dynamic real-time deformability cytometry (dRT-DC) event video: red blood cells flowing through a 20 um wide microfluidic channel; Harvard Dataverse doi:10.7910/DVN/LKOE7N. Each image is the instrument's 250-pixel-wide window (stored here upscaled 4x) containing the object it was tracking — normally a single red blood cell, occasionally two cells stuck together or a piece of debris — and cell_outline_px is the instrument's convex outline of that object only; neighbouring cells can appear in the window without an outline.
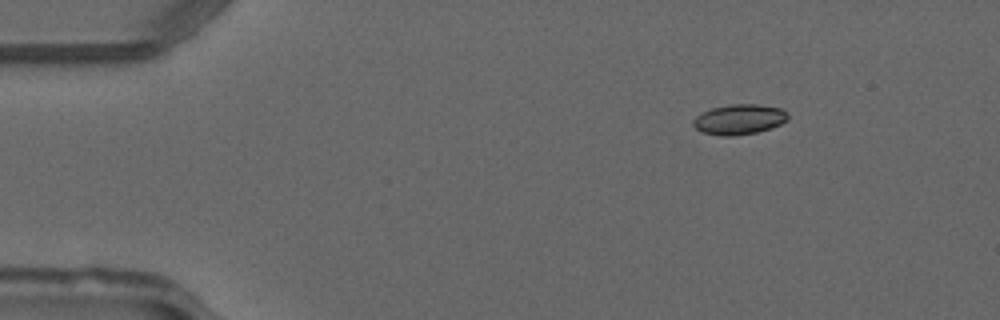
{"species": "common noctule bat (a hibernating species)", "species_latin": "Nyctalus noctula", "temperature_condition": "warm", "stored_images_in_passage": 51, "camera_frame_rate_fps": 3000, "um_per_image_px": 0.085, "animal": {"sex": "male", "forearm_length_mm": 52.5}, "frame": {"image": 1, "passage_image": 8, "time_ms": 2.333, "image_size_px": [1000, 320], "cell_outline_px": [[788, 116], [780, 124], [756, 132], [704, 132], [696, 128], [692, 124], [704, 112], [712, 108], [736, 104], [752, 104], [780, 108]], "centroid_in_image_um": [62.88, 10.08], "position_along_channel_um": 22.1, "area_um2": 14.97}}
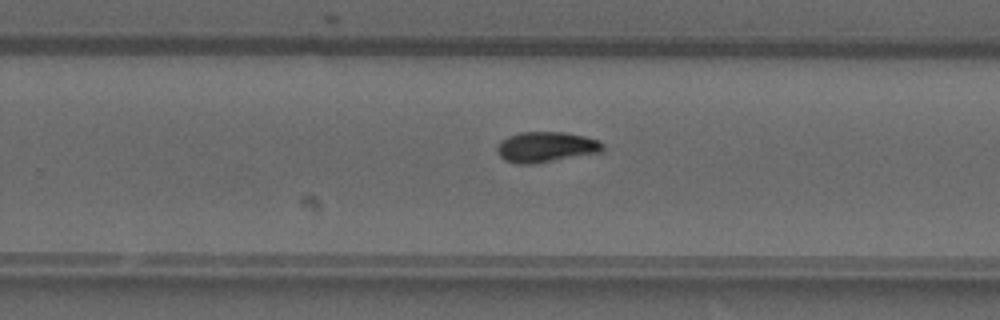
{"frame": {"image": 2, "passage_image": 33, "time_ms": 10.667, "image_size_px": [1000, 320], "cell_outline_px": [[604, 144], [600, 152], [548, 160], [508, 160], [500, 156], [496, 148], [504, 140], [512, 136], [524, 132], [560, 132], [580, 136], [596, 140]], "centroid_in_image_um": [46.46, 12.43], "position_along_channel_um": 283.3, "area_um2": 16.88}}
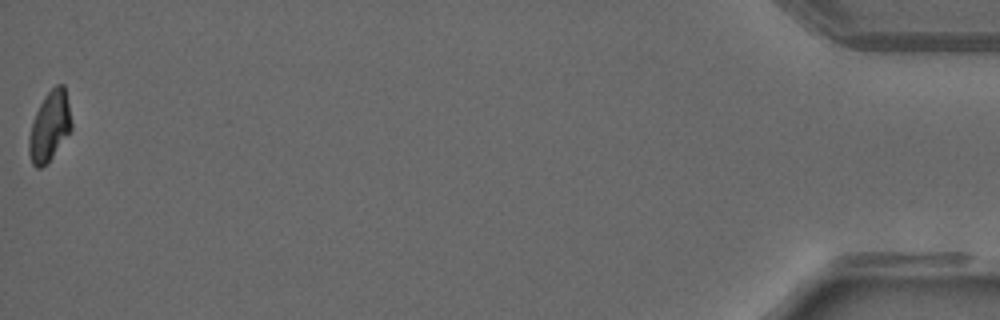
{"frame": {"image": 3, "passage_image": 51, "time_ms": 16.667, "image_size_px": [1000, 320], "cell_outline_px": [[72, 128], [48, 160], [40, 168], [36, 168], [32, 164], [28, 148], [28, 144], [32, 124], [36, 112], [40, 104], [48, 92], [56, 84], [64, 84], [72, 124]], "centroid_in_image_um": [4.21, 10.7], "position_along_channel_um": 431.0, "area_um2": 16.59}, "authors_computed_cell_mechanics": {"area_um2": 16.4152, "velocity_mm_per_s": 4.1255, "shape_relaxation_time_tau1_ms": 9.7107, "shape_relaxation_time_tau2_ms": 6.3361, "deformation_change_tau1": 0.2345, "deformation_change_tau2": 0.1044}}